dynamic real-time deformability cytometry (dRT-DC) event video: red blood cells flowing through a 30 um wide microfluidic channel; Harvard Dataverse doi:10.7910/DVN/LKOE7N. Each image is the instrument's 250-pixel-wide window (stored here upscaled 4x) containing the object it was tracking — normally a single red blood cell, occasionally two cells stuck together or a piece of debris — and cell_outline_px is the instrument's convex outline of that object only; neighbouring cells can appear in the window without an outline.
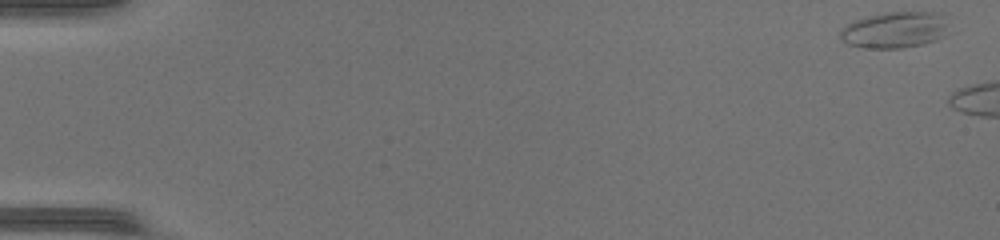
{"species": "common noctule bat (a hibernating species)", "species_latin": "Nyctalus noctula", "temperature_condition": "warm", "stored_images_in_passage": 4, "segment_of_instrument_passage": [1, 2], "camera_frame_rate_fps": 3000, "um_per_image_px": 0.085, "animal": {"sex": "female", "body_mass_g": 17.0, "forearm_length_mm": 48.0}, "frame": {"image": 1, "passage_image": 1, "time_ms": 0.0, "image_size_px": [1000, 240], "cell_outline_px": [[956, 32], [936, 40], [920, 44], [900, 48], [864, 48], [848, 44], [840, 40], [840, 28], [856, 20], [868, 16], [884, 12], [944, 12]], "centroid_in_image_um": [76.21, 2.53], "position_along_channel_um": 8.8, "area_um2": 23.87}}